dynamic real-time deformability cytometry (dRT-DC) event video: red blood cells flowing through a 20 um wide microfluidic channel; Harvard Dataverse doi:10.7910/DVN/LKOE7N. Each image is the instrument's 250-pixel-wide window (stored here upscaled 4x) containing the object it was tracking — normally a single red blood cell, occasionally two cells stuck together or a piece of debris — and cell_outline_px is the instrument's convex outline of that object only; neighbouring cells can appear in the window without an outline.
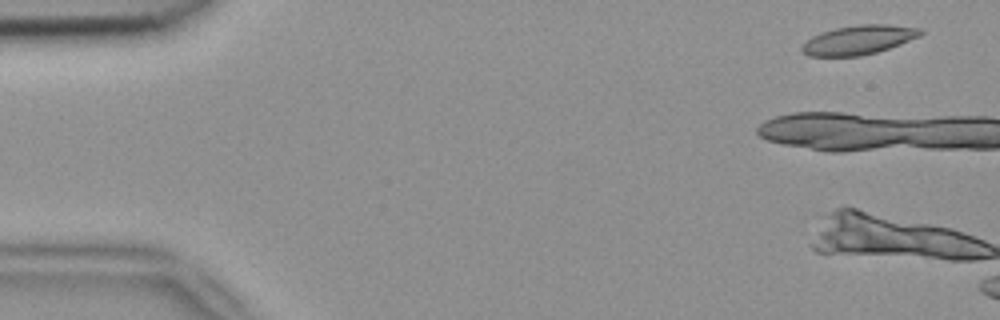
{"species": "common noctule bat (a hibernating species)", "species_latin": "Nyctalus noctula", "temperature_condition": "room temperature", "stored_images_in_passage": 4, "camera_frame_rate_fps": 3000, "um_per_image_px": 0.085, "animal": {"sex": "female", "body_mass_g": 18.4}, "frame": {"image": 1, "passage_image": 1, "time_ms": 0.0, "image_size_px": [1000, 320], "cell_outline_px": [[924, 32], [920, 36], [900, 44], [876, 52], [860, 56], [808, 56], [800, 48], [812, 36], [820, 32], [836, 28], [856, 24], [888, 24], [920, 28]], "centroid_in_image_um": [72.99, 3.38], "position_along_channel_um": 12.0, "area_um2": 20.11}}